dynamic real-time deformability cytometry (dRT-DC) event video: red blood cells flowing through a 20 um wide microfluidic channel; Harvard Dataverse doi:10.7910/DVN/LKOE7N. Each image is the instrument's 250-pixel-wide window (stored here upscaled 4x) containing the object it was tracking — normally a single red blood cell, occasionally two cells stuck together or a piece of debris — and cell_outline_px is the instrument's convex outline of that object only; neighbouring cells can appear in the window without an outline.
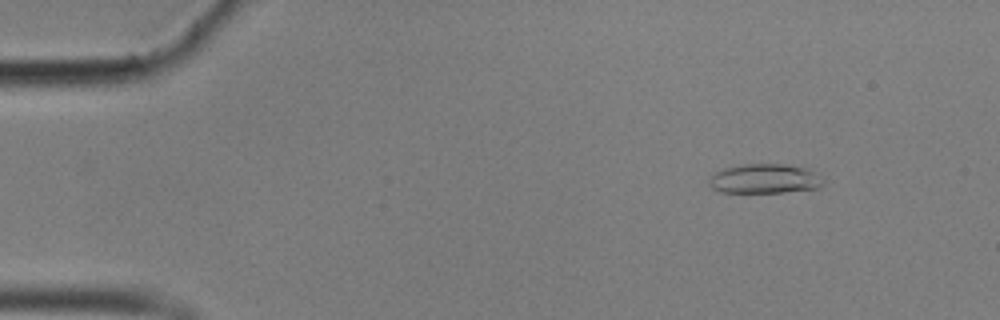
{"species": "common noctule bat (a hibernating species)", "species_latin": "Nyctalus noctula", "temperature_condition": "cold", "stored_images_in_passage": 58, "camera_frame_rate_fps": 3000, "um_per_image_px": 0.085, "animal": {"sex": "male", "body_mass_g": 17.9}, "frame": {"image": 1, "passage_image": 7, "time_ms": 2.0, "image_size_px": [1000, 320], "cell_outline_px": [[820, 184], [816, 188], [780, 192], [720, 192], [712, 188], [712, 176], [716, 172], [728, 168], [748, 164], [780, 164], [800, 168], [808, 172]], "centroid_in_image_um": [64.85, 15.21], "position_along_channel_um": 20.2, "area_um2": 18.09}}
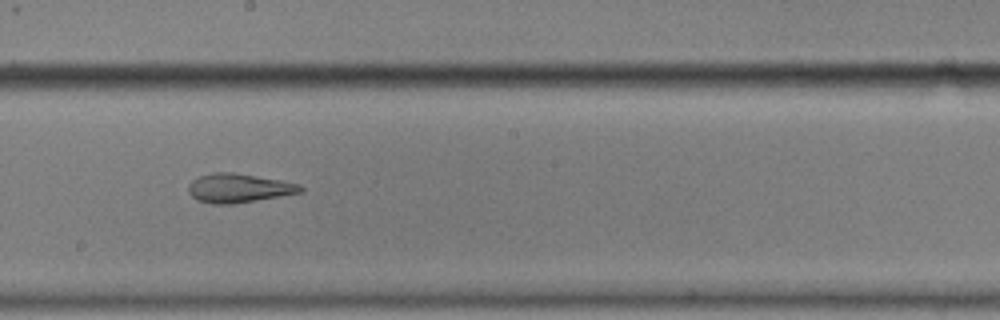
{"frame": {"image": 2, "passage_image": 32, "time_ms": 10.333, "image_size_px": [1000, 320], "cell_outline_px": [[304, 192], [232, 204], [212, 204], [196, 200], [188, 192], [188, 184], [192, 180], [200, 176], [216, 172], [232, 172], [280, 180], [300, 184], [304, 188]], "centroid_in_image_um": [20.28, 15.99], "position_along_channel_um": 227.9, "area_um2": 18.9}}
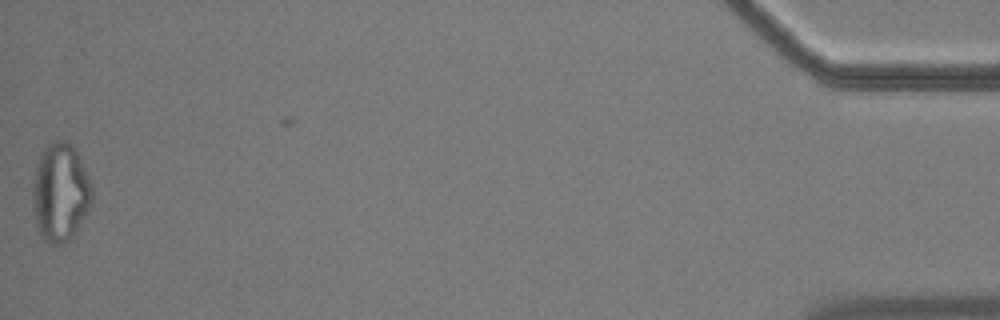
{"frame": {"image": 3, "passage_image": 57, "time_ms": 18.667, "image_size_px": [1000, 320], "cell_outline_px": [[92, 204], [80, 224], [72, 236], [68, 240], [60, 244], [52, 244], [44, 240], [36, 224], [32, 192], [32, 188], [36, 164], [48, 140], [68, 140], [76, 148], [80, 156], [92, 184]], "centroid_in_image_um": [5.14, 16.28], "position_along_channel_um": 430.1, "area_um2": 34.28}, "authors_computed_cell_mechanics": {"area_um2": 18.9584, "velocity_mm_per_s": 3.5264, "shape_relaxation_time_tau1_ms": null, "shape_relaxation_time_tau2_ms": 2.2284, "deformation_change_tau1": null, "deformation_change_tau2": 0.1149}}